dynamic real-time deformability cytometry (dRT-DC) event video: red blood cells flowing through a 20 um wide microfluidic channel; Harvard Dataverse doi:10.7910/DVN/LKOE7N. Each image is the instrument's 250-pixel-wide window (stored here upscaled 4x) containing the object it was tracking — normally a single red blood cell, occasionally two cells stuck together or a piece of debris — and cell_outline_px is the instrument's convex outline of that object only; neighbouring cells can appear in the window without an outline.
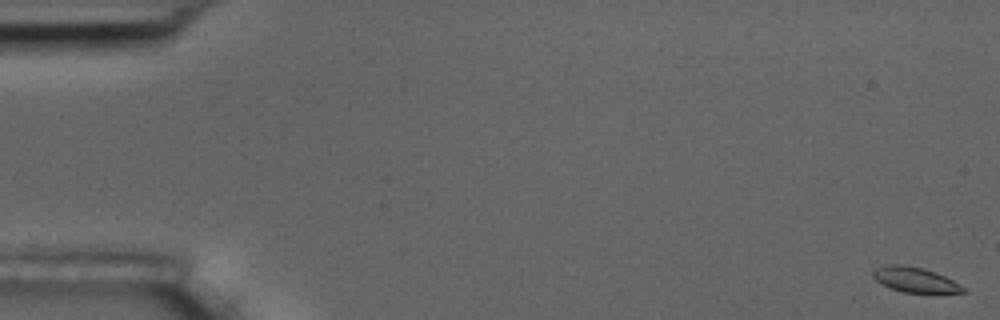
{"species": "common noctule bat (a hibernating species)", "species_latin": "Nyctalus noctula", "temperature_condition": "room temperature", "stored_images_in_passage": 58, "camera_frame_rate_fps": 3000, "um_per_image_px": 0.085, "animal": {"sex": "male", "body_mass_g": 17.5, "forearm_length_mm": 52.3}, "frame": {"image": 1, "passage_image": 1, "time_ms": 0.0, "image_size_px": [1000, 320], "cell_outline_px": [[964, 292], [904, 292], [892, 288], [876, 280], [872, 276], [872, 272], [876, 268], [888, 264], [900, 264], [920, 268], [936, 272], [952, 280], [964, 288]], "centroid_in_image_um": [77.73, 23.76], "position_along_channel_um": 7.3, "area_um2": 12.66}}
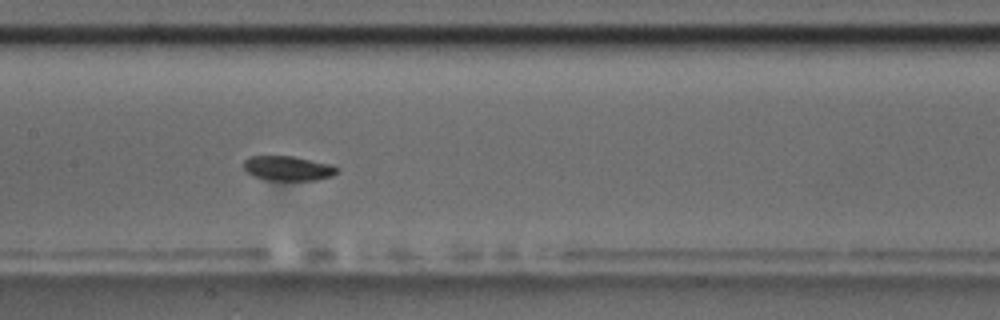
{"frame": {"image": 2, "passage_image": 29, "time_ms": 9.333, "image_size_px": [1000, 320], "cell_outline_px": [[340, 168], [332, 176], [316, 180], [268, 180], [252, 176], [244, 168], [244, 160], [248, 156], [292, 156], [332, 164]], "centroid_in_image_um": [24.48, 14.3], "position_along_channel_um": 182.9, "area_um2": 13.47}}
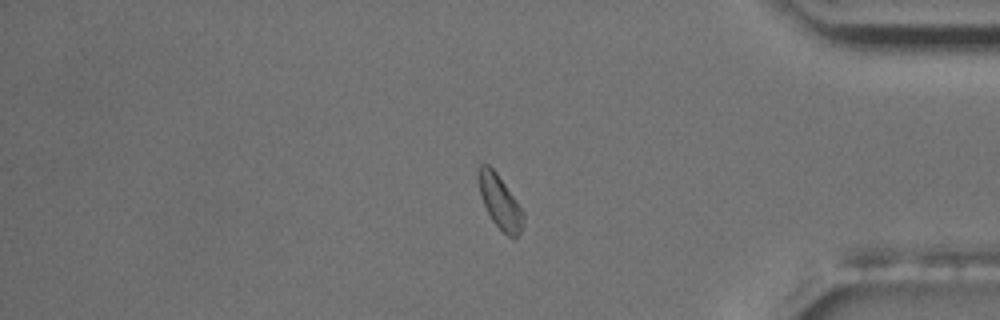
{"frame": {"image": 3, "passage_image": 49, "time_ms": 16.0, "image_size_px": [1000, 320], "cell_outline_px": [[524, 216], [520, 232], [512, 240], [492, 220], [480, 196], [476, 176], [480, 164], [488, 164], [496, 172], [516, 200], [524, 212]], "centroid_in_image_um": [42.46, 17.13], "position_along_channel_um": 392.7, "area_um2": 13.87}, "authors_computed_cell_mechanics": {"area_um2": 13.7853, "velocity_mm_per_s": 3.512, "shape_relaxation_time_tau1_ms": 6.8261, "shape_relaxation_time_tau2_ms": null, "deformation_change_tau1": 0.0653, "deformation_change_tau2": null}}